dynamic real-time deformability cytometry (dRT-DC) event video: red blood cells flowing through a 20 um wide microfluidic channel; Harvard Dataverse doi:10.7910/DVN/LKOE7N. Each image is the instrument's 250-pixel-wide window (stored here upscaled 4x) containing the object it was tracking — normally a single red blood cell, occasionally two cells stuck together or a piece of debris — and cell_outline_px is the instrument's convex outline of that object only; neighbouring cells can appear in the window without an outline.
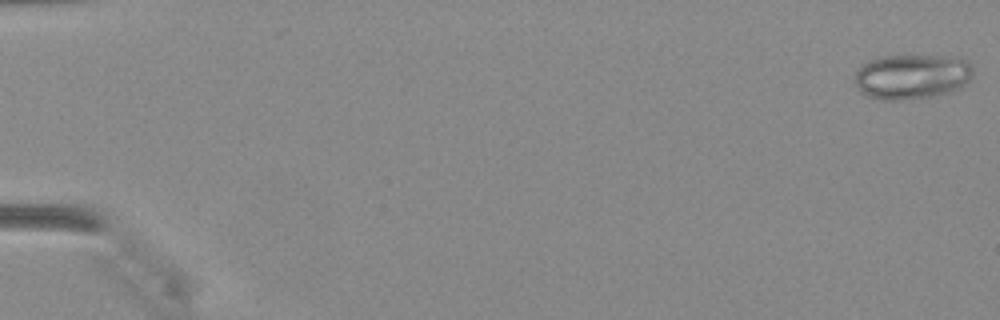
{"species": "Egyptian fruit bat (a non-hibernating species)", "species_latin": "Rousettus aegyptiacus", "temperature_condition": "warm", "stored_images_in_passage": 44, "camera_frame_rate_fps": 3000, "um_per_image_px": 0.085, "animal": {"sex": "female"}, "frame": {"image": 1, "passage_image": 1, "time_ms": 0.0, "image_size_px": [1000, 320], "cell_outline_px": [[972, 76], [960, 88], [932, 96], [900, 100], [884, 100], [868, 96], [860, 92], [856, 84], [856, 72], [860, 64], [868, 60], [880, 56], [912, 52], [964, 60], [972, 68]], "centroid_in_image_um": [77.43, 6.46], "position_along_channel_um": 7.6, "area_um2": 31.44}}
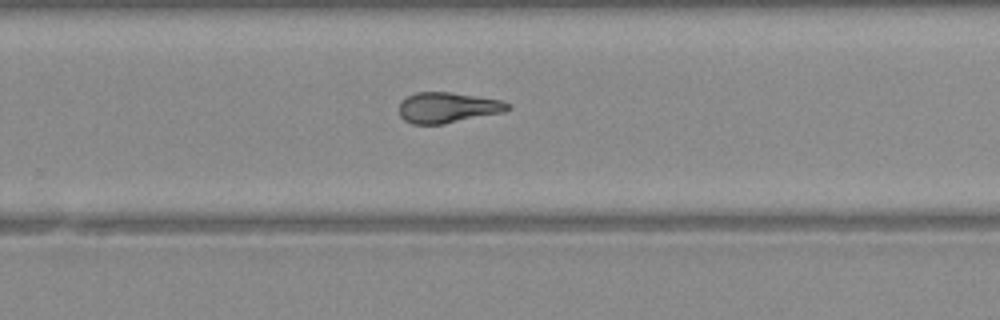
{"frame": {"image": 2, "passage_image": 30, "time_ms": 9.667, "image_size_px": [1000, 320], "cell_outline_px": [[512, 108], [504, 112], [444, 124], [412, 124], [404, 120], [400, 116], [400, 100], [416, 92], [448, 92], [504, 100], [512, 104]], "centroid_in_image_um": [38.09, 9.14], "position_along_channel_um": 291.7, "area_um2": 19.54}}
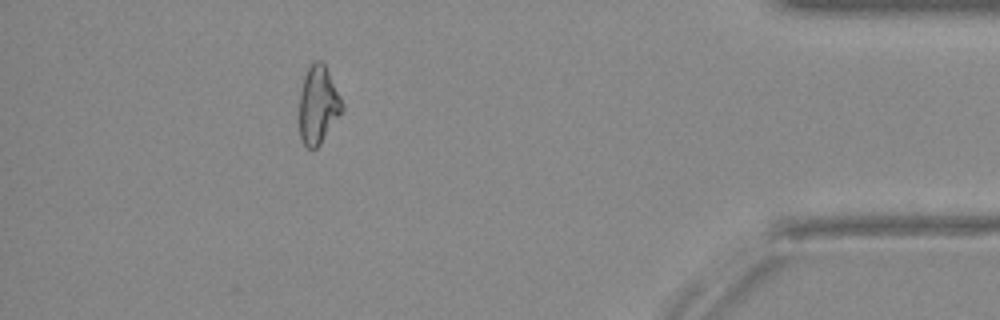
{"frame": {"image": 3, "passage_image": 40, "time_ms": 13.0, "image_size_px": [1000, 320], "cell_outline_px": [[344, 108], [320, 144], [316, 148], [308, 148], [304, 144], [300, 136], [300, 92], [304, 76], [308, 68], [316, 60], [320, 60], [324, 64], [344, 104]], "centroid_in_image_um": [27.04, 8.92], "position_along_channel_um": 408.2, "area_um2": 19.02}}